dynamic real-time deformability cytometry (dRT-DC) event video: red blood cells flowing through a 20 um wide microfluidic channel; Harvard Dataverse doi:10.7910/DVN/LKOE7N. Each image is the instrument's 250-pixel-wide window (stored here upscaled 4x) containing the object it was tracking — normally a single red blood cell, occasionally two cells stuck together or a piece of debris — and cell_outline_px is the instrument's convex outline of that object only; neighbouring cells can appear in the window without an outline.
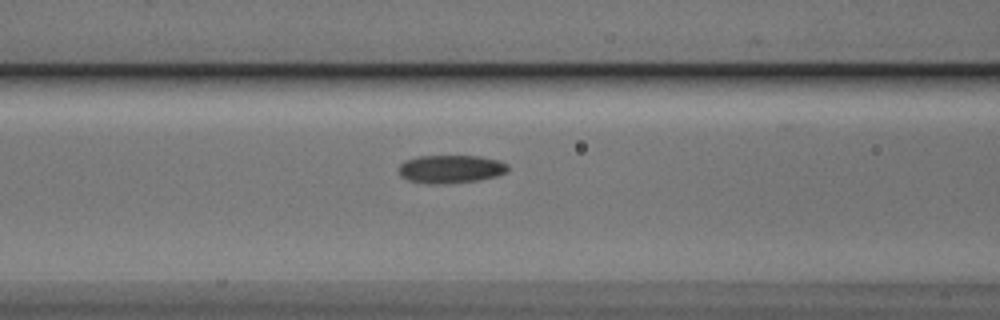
{"species": "Egyptian fruit bat (a non-hibernating species)", "species_latin": "Rousettus aegyptiacus", "temperature_condition": "cold", "stored_images_in_passage": 29, "camera_frame_rate_fps": 3000, "um_per_image_px": 0.085, "animal": {"sex": "male"}, "frame": {"image": 1, "passage_image": 8, "time_ms": 2.333, "image_size_px": [1000, 320], "cell_outline_px": [[508, 168], [504, 172], [496, 176], [476, 180], [436, 184], [428, 184], [408, 180], [400, 176], [396, 168], [404, 160], [420, 156], [480, 156], [500, 160], [508, 164]], "centroid_in_image_um": [38.25, 14.35], "position_along_channel_um": 128.4, "area_um2": 17.92}}
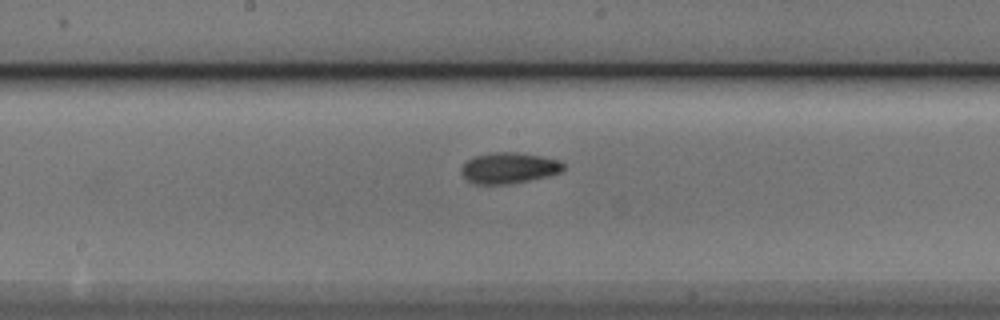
{"frame": {"image": 2, "passage_image": 14, "time_ms": 4.333, "image_size_px": [1000, 320], "cell_outline_px": [[564, 168], [560, 172], [548, 176], [508, 184], [472, 184], [460, 172], [460, 168], [472, 156], [488, 152], [516, 152], [544, 156], [556, 160], [564, 164]], "centroid_in_image_um": [43.21, 14.26], "position_along_channel_um": 205.0, "area_um2": 18.5}}
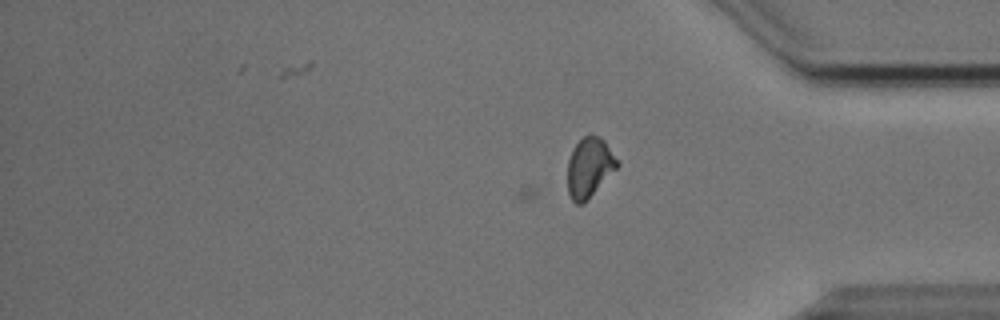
{"frame": {"image": 3, "passage_image": 29, "time_ms": 9.333, "image_size_px": [1000, 320], "cell_outline_px": [[620, 164], [580, 204], [576, 204], [572, 200], [568, 192], [568, 160], [572, 148], [584, 136], [596, 136], [604, 140]], "centroid_in_image_um": [50.07, 14.19], "position_along_channel_um": 385.1, "area_um2": 16.47}, "authors_computed_cell_mechanics": {"area_um2": 17.7446, "velocity_mm_per_s": 3.8331, "shape_relaxation_time_tau1_ms": 3.2242, "shape_relaxation_time_tau2_ms": 3.0651, "deformation_change_tau1": 0.106, "deformation_change_tau2": 0.0829}}